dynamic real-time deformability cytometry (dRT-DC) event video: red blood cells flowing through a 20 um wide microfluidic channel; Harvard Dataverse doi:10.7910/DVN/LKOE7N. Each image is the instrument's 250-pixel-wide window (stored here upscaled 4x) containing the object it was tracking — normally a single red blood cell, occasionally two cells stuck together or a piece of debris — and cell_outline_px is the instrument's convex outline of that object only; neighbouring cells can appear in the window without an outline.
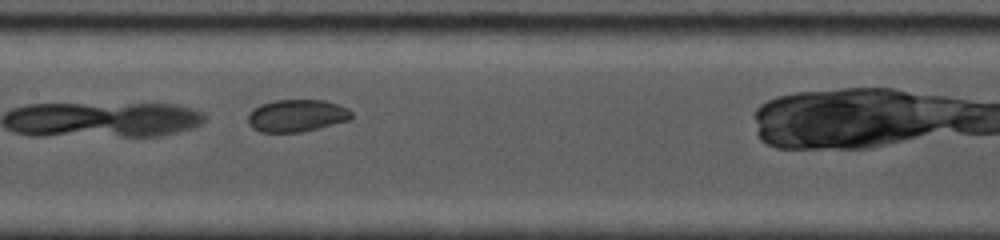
{"species": "common noctule bat (a hibernating species)", "species_latin": "Nyctalus noctula", "temperature_condition": "cold", "stored_images_in_passage": 18, "camera_frame_rate_fps": 5000, "um_per_image_px": 0.085, "animal": {"sex": "female", "body_mass_g": 19.0, "forearm_length_mm": 53.3}, "frame": {"image": 1, "passage_image": 6, "time_ms": 2.8, "image_size_px": [1000, 240], "cell_outline_px": [[352, 116], [348, 120], [300, 132], [260, 132], [252, 128], [248, 124], [248, 112], [252, 108], [260, 104], [276, 100], [324, 100], [348, 108], [352, 112]], "centroid_in_image_um": [25.16, 9.82], "position_along_channel_um": 182.2, "area_um2": 19.42}}